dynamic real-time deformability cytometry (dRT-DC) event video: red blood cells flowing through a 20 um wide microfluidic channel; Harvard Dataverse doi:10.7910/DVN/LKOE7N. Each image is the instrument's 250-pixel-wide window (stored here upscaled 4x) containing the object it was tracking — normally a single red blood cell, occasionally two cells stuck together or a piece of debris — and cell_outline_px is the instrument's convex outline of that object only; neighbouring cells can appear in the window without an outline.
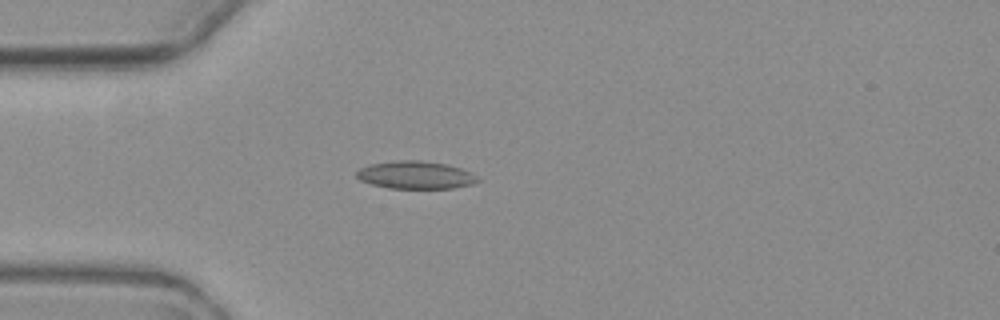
{"species": "common noctule bat (a hibernating species)", "species_latin": "Nyctalus noctula", "temperature_condition": "warm", "stored_images_in_passage": 2, "camera_frame_rate_fps": 3000, "um_per_image_px": 0.085, "animal": {"sex": "female", "body_mass_g": 19.3, "forearm_length_mm": 54.1}, "frame": {"image": 1, "passage_image": 1, "time_ms": 0.0, "image_size_px": [1000, 320], "cell_outline_px": [[480, 180], [472, 184], [452, 188], [388, 188], [372, 184], [360, 180], [356, 176], [356, 172], [360, 168], [372, 164], [400, 160], [420, 160], [448, 164], [460, 168], [480, 176]], "centroid_in_image_um": [35.36, 14.87], "position_along_channel_um": 49.6, "area_um2": 19.54}}